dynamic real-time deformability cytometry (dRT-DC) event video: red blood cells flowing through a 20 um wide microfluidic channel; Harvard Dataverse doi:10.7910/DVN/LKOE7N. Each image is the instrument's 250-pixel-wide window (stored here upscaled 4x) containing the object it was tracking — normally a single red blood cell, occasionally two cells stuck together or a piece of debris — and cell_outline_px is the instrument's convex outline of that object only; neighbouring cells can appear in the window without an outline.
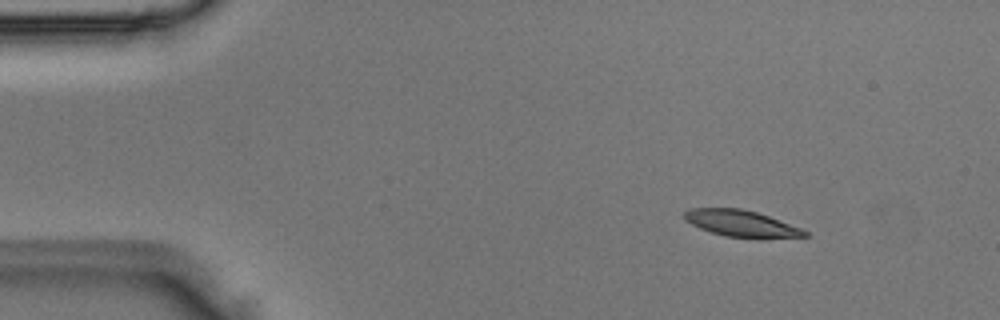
{"species": "Egyptian fruit bat (a non-hibernating species)", "species_latin": "Rousettus aegyptiacus", "temperature_condition": "room temperature", "stored_images_in_passage": 4, "camera_frame_rate_fps": 3000, "um_per_image_px": 0.085, "animal": {"sex": "male"}, "frame": {"image": 1, "passage_image": 2, "time_ms": 0.333, "image_size_px": [1000, 320], "cell_outline_px": [[808, 236], [724, 236], [700, 228], [684, 220], [684, 212], [692, 208], [740, 208], [756, 212], [768, 216], [800, 228], [808, 232]], "centroid_in_image_um": [62.91, 18.95], "position_along_channel_um": 22.1, "area_um2": 17.63}}